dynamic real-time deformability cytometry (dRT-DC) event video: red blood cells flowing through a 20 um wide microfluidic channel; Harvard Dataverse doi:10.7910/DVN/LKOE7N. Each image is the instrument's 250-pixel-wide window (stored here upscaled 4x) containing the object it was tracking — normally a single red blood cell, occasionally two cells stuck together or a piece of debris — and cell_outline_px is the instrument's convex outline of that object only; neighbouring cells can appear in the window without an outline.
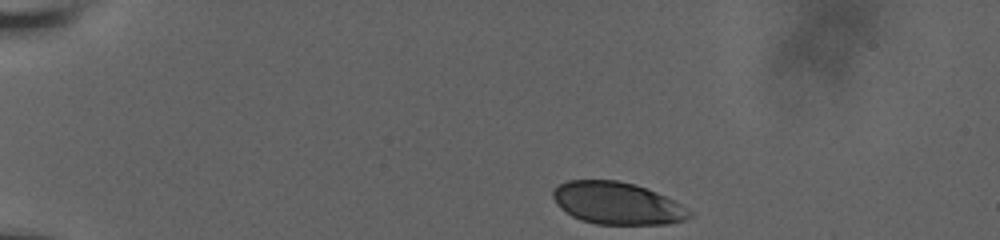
{"species": "human", "species_latin": "Homo sapiens", "temperature_condition": "room temperature", "stored_images_in_passage": 8, "camera_frame_rate_fps": 3000, "um_per_image_px": 0.085, "donor": {"sex": "male"}, "frame": {"image": 1, "passage_image": 1, "time_ms": 0.0, "image_size_px": [1000, 240], "cell_outline_px": [[692, 216], [684, 220], [668, 224], [596, 224], [580, 220], [572, 216], [556, 204], [552, 196], [552, 188], [568, 180], [616, 180], [636, 184], [656, 192], [680, 204], [692, 212]], "centroid_in_image_um": [52.43, 17.27], "position_along_channel_um": 32.6, "area_um2": 33.58}}
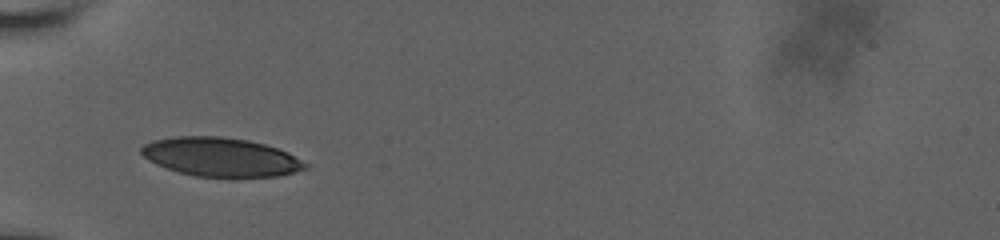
{"frame": {"image": 2, "passage_image": 5, "time_ms": 3.0, "image_size_px": [1000, 240], "cell_outline_px": [[308, 168], [276, 176], [232, 180], [196, 176], [180, 172], [156, 164], [148, 160], [140, 152], [140, 148], [144, 144], [152, 140], [172, 136], [220, 136], [248, 140], [264, 144], [288, 152], [308, 164]], "centroid_in_image_um": [18.76, 13.38], "position_along_channel_um": 66.2, "area_um2": 37.92}}
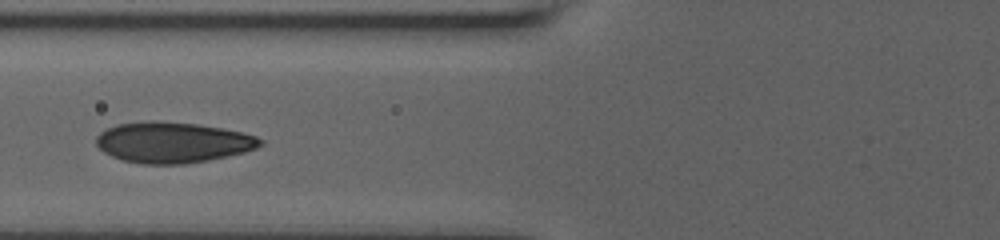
{"frame": {"image": 3, "passage_image": 7, "time_ms": 4.333, "image_size_px": [1000, 240], "cell_outline_px": [[264, 144], [256, 148], [244, 152], [228, 156], [208, 160], [184, 164], [144, 164], [124, 160], [112, 156], [104, 152], [96, 144], [96, 136], [100, 132], [116, 124], [196, 124], [220, 128], [240, 132], [256, 136], [264, 140]], "centroid_in_image_um": [14.73, 12.15], "position_along_channel_um": 111.1, "area_um2": 37.69}}